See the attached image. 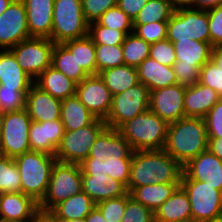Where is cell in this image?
Segmentation results:
<instances>
[{"instance_id":"obj_1","label":"cell","mask_w":222,"mask_h":222,"mask_svg":"<svg viewBox=\"0 0 222 222\" xmlns=\"http://www.w3.org/2000/svg\"><path fill=\"white\" fill-rule=\"evenodd\" d=\"M133 153L117 129L106 127L91 146L89 156L80 163L82 175H109L128 191Z\"/></svg>"},{"instance_id":"obj_2","label":"cell","mask_w":222,"mask_h":222,"mask_svg":"<svg viewBox=\"0 0 222 222\" xmlns=\"http://www.w3.org/2000/svg\"><path fill=\"white\" fill-rule=\"evenodd\" d=\"M182 173L183 167L164 149L134 151L128 192L149 184L181 183Z\"/></svg>"},{"instance_id":"obj_3","label":"cell","mask_w":222,"mask_h":222,"mask_svg":"<svg viewBox=\"0 0 222 222\" xmlns=\"http://www.w3.org/2000/svg\"><path fill=\"white\" fill-rule=\"evenodd\" d=\"M164 150L182 167L207 151L208 136L204 118L183 117L169 124Z\"/></svg>"},{"instance_id":"obj_4","label":"cell","mask_w":222,"mask_h":222,"mask_svg":"<svg viewBox=\"0 0 222 222\" xmlns=\"http://www.w3.org/2000/svg\"><path fill=\"white\" fill-rule=\"evenodd\" d=\"M14 161L20 173L21 192L40 203L47 192L56 157L30 150L14 158Z\"/></svg>"},{"instance_id":"obj_5","label":"cell","mask_w":222,"mask_h":222,"mask_svg":"<svg viewBox=\"0 0 222 222\" xmlns=\"http://www.w3.org/2000/svg\"><path fill=\"white\" fill-rule=\"evenodd\" d=\"M169 124L147 110L122 124L117 130L134 151L165 148Z\"/></svg>"},{"instance_id":"obj_6","label":"cell","mask_w":222,"mask_h":222,"mask_svg":"<svg viewBox=\"0 0 222 222\" xmlns=\"http://www.w3.org/2000/svg\"><path fill=\"white\" fill-rule=\"evenodd\" d=\"M52 18L51 41L55 44L88 35L81 0H54Z\"/></svg>"},{"instance_id":"obj_7","label":"cell","mask_w":222,"mask_h":222,"mask_svg":"<svg viewBox=\"0 0 222 222\" xmlns=\"http://www.w3.org/2000/svg\"><path fill=\"white\" fill-rule=\"evenodd\" d=\"M80 164L56 161L52 168L47 192L39 210L49 212L55 205L82 190Z\"/></svg>"},{"instance_id":"obj_8","label":"cell","mask_w":222,"mask_h":222,"mask_svg":"<svg viewBox=\"0 0 222 222\" xmlns=\"http://www.w3.org/2000/svg\"><path fill=\"white\" fill-rule=\"evenodd\" d=\"M167 39L172 43L185 40L210 43L207 11L194 8L174 10L167 21Z\"/></svg>"},{"instance_id":"obj_9","label":"cell","mask_w":222,"mask_h":222,"mask_svg":"<svg viewBox=\"0 0 222 222\" xmlns=\"http://www.w3.org/2000/svg\"><path fill=\"white\" fill-rule=\"evenodd\" d=\"M106 127L105 121L97 118L88 126L64 131L55 153L57 161L80 164L89 156L91 146Z\"/></svg>"},{"instance_id":"obj_10","label":"cell","mask_w":222,"mask_h":222,"mask_svg":"<svg viewBox=\"0 0 222 222\" xmlns=\"http://www.w3.org/2000/svg\"><path fill=\"white\" fill-rule=\"evenodd\" d=\"M32 119L25 108L5 112L0 136V154L9 158L30 151L29 128Z\"/></svg>"},{"instance_id":"obj_11","label":"cell","mask_w":222,"mask_h":222,"mask_svg":"<svg viewBox=\"0 0 222 222\" xmlns=\"http://www.w3.org/2000/svg\"><path fill=\"white\" fill-rule=\"evenodd\" d=\"M150 90L142 83L132 86L120 94L113 95L112 107L104 120L107 127L118 129L136 115L149 109Z\"/></svg>"},{"instance_id":"obj_12","label":"cell","mask_w":222,"mask_h":222,"mask_svg":"<svg viewBox=\"0 0 222 222\" xmlns=\"http://www.w3.org/2000/svg\"><path fill=\"white\" fill-rule=\"evenodd\" d=\"M190 201L192 222H205L222 215V191L208 182L181 180Z\"/></svg>"},{"instance_id":"obj_13","label":"cell","mask_w":222,"mask_h":222,"mask_svg":"<svg viewBox=\"0 0 222 222\" xmlns=\"http://www.w3.org/2000/svg\"><path fill=\"white\" fill-rule=\"evenodd\" d=\"M54 44L49 38L31 37L9 50L24 72L35 80L51 66Z\"/></svg>"},{"instance_id":"obj_14","label":"cell","mask_w":222,"mask_h":222,"mask_svg":"<svg viewBox=\"0 0 222 222\" xmlns=\"http://www.w3.org/2000/svg\"><path fill=\"white\" fill-rule=\"evenodd\" d=\"M29 38L25 4L14 0L0 15V50L11 49Z\"/></svg>"},{"instance_id":"obj_15","label":"cell","mask_w":222,"mask_h":222,"mask_svg":"<svg viewBox=\"0 0 222 222\" xmlns=\"http://www.w3.org/2000/svg\"><path fill=\"white\" fill-rule=\"evenodd\" d=\"M75 95L96 118H107L113 95L99 74L89 75L76 84Z\"/></svg>"},{"instance_id":"obj_16","label":"cell","mask_w":222,"mask_h":222,"mask_svg":"<svg viewBox=\"0 0 222 222\" xmlns=\"http://www.w3.org/2000/svg\"><path fill=\"white\" fill-rule=\"evenodd\" d=\"M186 87L174 84L150 91L149 110L168 124L184 117Z\"/></svg>"},{"instance_id":"obj_17","label":"cell","mask_w":222,"mask_h":222,"mask_svg":"<svg viewBox=\"0 0 222 222\" xmlns=\"http://www.w3.org/2000/svg\"><path fill=\"white\" fill-rule=\"evenodd\" d=\"M181 180L208 182L222 191V161L209 150L204 151L183 166Z\"/></svg>"},{"instance_id":"obj_18","label":"cell","mask_w":222,"mask_h":222,"mask_svg":"<svg viewBox=\"0 0 222 222\" xmlns=\"http://www.w3.org/2000/svg\"><path fill=\"white\" fill-rule=\"evenodd\" d=\"M63 135L64 126L60 119L45 122L32 121L29 128L30 150L55 156Z\"/></svg>"},{"instance_id":"obj_19","label":"cell","mask_w":222,"mask_h":222,"mask_svg":"<svg viewBox=\"0 0 222 222\" xmlns=\"http://www.w3.org/2000/svg\"><path fill=\"white\" fill-rule=\"evenodd\" d=\"M39 211V203L23 192L0 194V222H26Z\"/></svg>"},{"instance_id":"obj_20","label":"cell","mask_w":222,"mask_h":222,"mask_svg":"<svg viewBox=\"0 0 222 222\" xmlns=\"http://www.w3.org/2000/svg\"><path fill=\"white\" fill-rule=\"evenodd\" d=\"M25 109L32 121L58 120L61 114V100L33 84L25 96Z\"/></svg>"},{"instance_id":"obj_21","label":"cell","mask_w":222,"mask_h":222,"mask_svg":"<svg viewBox=\"0 0 222 222\" xmlns=\"http://www.w3.org/2000/svg\"><path fill=\"white\" fill-rule=\"evenodd\" d=\"M25 4L30 37L49 38L53 24L54 0H22Z\"/></svg>"},{"instance_id":"obj_22","label":"cell","mask_w":222,"mask_h":222,"mask_svg":"<svg viewBox=\"0 0 222 222\" xmlns=\"http://www.w3.org/2000/svg\"><path fill=\"white\" fill-rule=\"evenodd\" d=\"M220 99L221 97L215 90L199 82L186 87L184 94V117L204 118Z\"/></svg>"},{"instance_id":"obj_23","label":"cell","mask_w":222,"mask_h":222,"mask_svg":"<svg viewBox=\"0 0 222 222\" xmlns=\"http://www.w3.org/2000/svg\"><path fill=\"white\" fill-rule=\"evenodd\" d=\"M82 191L96 204L111 198L124 196L127 188L109 175H82Z\"/></svg>"},{"instance_id":"obj_24","label":"cell","mask_w":222,"mask_h":222,"mask_svg":"<svg viewBox=\"0 0 222 222\" xmlns=\"http://www.w3.org/2000/svg\"><path fill=\"white\" fill-rule=\"evenodd\" d=\"M34 80L18 65L13 53L0 50V85L14 91H29Z\"/></svg>"},{"instance_id":"obj_25","label":"cell","mask_w":222,"mask_h":222,"mask_svg":"<svg viewBox=\"0 0 222 222\" xmlns=\"http://www.w3.org/2000/svg\"><path fill=\"white\" fill-rule=\"evenodd\" d=\"M137 74L139 82L150 91L177 84L173 67L162 65L150 57L137 67Z\"/></svg>"},{"instance_id":"obj_26","label":"cell","mask_w":222,"mask_h":222,"mask_svg":"<svg viewBox=\"0 0 222 222\" xmlns=\"http://www.w3.org/2000/svg\"><path fill=\"white\" fill-rule=\"evenodd\" d=\"M154 219L162 222H192L190 201L181 186L154 211Z\"/></svg>"},{"instance_id":"obj_27","label":"cell","mask_w":222,"mask_h":222,"mask_svg":"<svg viewBox=\"0 0 222 222\" xmlns=\"http://www.w3.org/2000/svg\"><path fill=\"white\" fill-rule=\"evenodd\" d=\"M176 61L173 65L203 66L211 60L213 46L211 43L185 40L173 43Z\"/></svg>"},{"instance_id":"obj_28","label":"cell","mask_w":222,"mask_h":222,"mask_svg":"<svg viewBox=\"0 0 222 222\" xmlns=\"http://www.w3.org/2000/svg\"><path fill=\"white\" fill-rule=\"evenodd\" d=\"M34 84L59 100L73 96L76 92V83L52 66L42 72L34 80Z\"/></svg>"},{"instance_id":"obj_29","label":"cell","mask_w":222,"mask_h":222,"mask_svg":"<svg viewBox=\"0 0 222 222\" xmlns=\"http://www.w3.org/2000/svg\"><path fill=\"white\" fill-rule=\"evenodd\" d=\"M96 119L76 95L61 100L60 120L64 126V131H74L88 126Z\"/></svg>"},{"instance_id":"obj_30","label":"cell","mask_w":222,"mask_h":222,"mask_svg":"<svg viewBox=\"0 0 222 222\" xmlns=\"http://www.w3.org/2000/svg\"><path fill=\"white\" fill-rule=\"evenodd\" d=\"M95 206L96 203L81 190L55 205L49 212L57 220L85 219Z\"/></svg>"},{"instance_id":"obj_31","label":"cell","mask_w":222,"mask_h":222,"mask_svg":"<svg viewBox=\"0 0 222 222\" xmlns=\"http://www.w3.org/2000/svg\"><path fill=\"white\" fill-rule=\"evenodd\" d=\"M179 186L180 183L149 184L134 188L130 192V196L136 202L146 206L154 213V211L161 206Z\"/></svg>"},{"instance_id":"obj_32","label":"cell","mask_w":222,"mask_h":222,"mask_svg":"<svg viewBox=\"0 0 222 222\" xmlns=\"http://www.w3.org/2000/svg\"><path fill=\"white\" fill-rule=\"evenodd\" d=\"M99 76L112 95L120 94L139 83L137 68L125 64L103 70Z\"/></svg>"},{"instance_id":"obj_33","label":"cell","mask_w":222,"mask_h":222,"mask_svg":"<svg viewBox=\"0 0 222 222\" xmlns=\"http://www.w3.org/2000/svg\"><path fill=\"white\" fill-rule=\"evenodd\" d=\"M62 44L75 57L78 66L88 75H96L95 44L88 35L65 41Z\"/></svg>"},{"instance_id":"obj_34","label":"cell","mask_w":222,"mask_h":222,"mask_svg":"<svg viewBox=\"0 0 222 222\" xmlns=\"http://www.w3.org/2000/svg\"><path fill=\"white\" fill-rule=\"evenodd\" d=\"M51 66L62 72L67 78L76 84L89 76L80 66L75 57L63 44H54Z\"/></svg>"},{"instance_id":"obj_35","label":"cell","mask_w":222,"mask_h":222,"mask_svg":"<svg viewBox=\"0 0 222 222\" xmlns=\"http://www.w3.org/2000/svg\"><path fill=\"white\" fill-rule=\"evenodd\" d=\"M174 9L170 0H149L139 11L133 24H147L153 22H167L172 16Z\"/></svg>"},{"instance_id":"obj_36","label":"cell","mask_w":222,"mask_h":222,"mask_svg":"<svg viewBox=\"0 0 222 222\" xmlns=\"http://www.w3.org/2000/svg\"><path fill=\"white\" fill-rule=\"evenodd\" d=\"M150 45L134 32L127 34L122 43L124 64L137 68L149 57Z\"/></svg>"},{"instance_id":"obj_37","label":"cell","mask_w":222,"mask_h":222,"mask_svg":"<svg viewBox=\"0 0 222 222\" xmlns=\"http://www.w3.org/2000/svg\"><path fill=\"white\" fill-rule=\"evenodd\" d=\"M21 192L19 169L14 159L0 154V194Z\"/></svg>"},{"instance_id":"obj_38","label":"cell","mask_w":222,"mask_h":222,"mask_svg":"<svg viewBox=\"0 0 222 222\" xmlns=\"http://www.w3.org/2000/svg\"><path fill=\"white\" fill-rule=\"evenodd\" d=\"M88 36L95 45L116 46L122 45L127 34L117 29L107 28L96 21L89 23Z\"/></svg>"},{"instance_id":"obj_39","label":"cell","mask_w":222,"mask_h":222,"mask_svg":"<svg viewBox=\"0 0 222 222\" xmlns=\"http://www.w3.org/2000/svg\"><path fill=\"white\" fill-rule=\"evenodd\" d=\"M96 75L103 70L124 64L122 45H95Z\"/></svg>"},{"instance_id":"obj_40","label":"cell","mask_w":222,"mask_h":222,"mask_svg":"<svg viewBox=\"0 0 222 222\" xmlns=\"http://www.w3.org/2000/svg\"><path fill=\"white\" fill-rule=\"evenodd\" d=\"M97 22L107 28L117 29L126 34L133 32V20L118 6L106 10Z\"/></svg>"},{"instance_id":"obj_41","label":"cell","mask_w":222,"mask_h":222,"mask_svg":"<svg viewBox=\"0 0 222 222\" xmlns=\"http://www.w3.org/2000/svg\"><path fill=\"white\" fill-rule=\"evenodd\" d=\"M133 32L147 43H156L167 39V22L133 24Z\"/></svg>"},{"instance_id":"obj_42","label":"cell","mask_w":222,"mask_h":222,"mask_svg":"<svg viewBox=\"0 0 222 222\" xmlns=\"http://www.w3.org/2000/svg\"><path fill=\"white\" fill-rule=\"evenodd\" d=\"M154 213L141 203L136 202L130 193H126V209L121 222H152Z\"/></svg>"},{"instance_id":"obj_43","label":"cell","mask_w":222,"mask_h":222,"mask_svg":"<svg viewBox=\"0 0 222 222\" xmlns=\"http://www.w3.org/2000/svg\"><path fill=\"white\" fill-rule=\"evenodd\" d=\"M106 222H121L126 209V194L96 204Z\"/></svg>"},{"instance_id":"obj_44","label":"cell","mask_w":222,"mask_h":222,"mask_svg":"<svg viewBox=\"0 0 222 222\" xmlns=\"http://www.w3.org/2000/svg\"><path fill=\"white\" fill-rule=\"evenodd\" d=\"M29 91H14L0 85V110L11 112L25 108V96Z\"/></svg>"},{"instance_id":"obj_45","label":"cell","mask_w":222,"mask_h":222,"mask_svg":"<svg viewBox=\"0 0 222 222\" xmlns=\"http://www.w3.org/2000/svg\"><path fill=\"white\" fill-rule=\"evenodd\" d=\"M199 83L211 87L222 98V70L211 60L200 68Z\"/></svg>"},{"instance_id":"obj_46","label":"cell","mask_w":222,"mask_h":222,"mask_svg":"<svg viewBox=\"0 0 222 222\" xmlns=\"http://www.w3.org/2000/svg\"><path fill=\"white\" fill-rule=\"evenodd\" d=\"M149 57L162 65L172 67L176 61V53L173 43L165 39L150 45Z\"/></svg>"},{"instance_id":"obj_47","label":"cell","mask_w":222,"mask_h":222,"mask_svg":"<svg viewBox=\"0 0 222 222\" xmlns=\"http://www.w3.org/2000/svg\"><path fill=\"white\" fill-rule=\"evenodd\" d=\"M81 2L88 23L96 22L106 10L118 4V0H81Z\"/></svg>"},{"instance_id":"obj_48","label":"cell","mask_w":222,"mask_h":222,"mask_svg":"<svg viewBox=\"0 0 222 222\" xmlns=\"http://www.w3.org/2000/svg\"><path fill=\"white\" fill-rule=\"evenodd\" d=\"M208 138H222V98L204 117Z\"/></svg>"},{"instance_id":"obj_49","label":"cell","mask_w":222,"mask_h":222,"mask_svg":"<svg viewBox=\"0 0 222 222\" xmlns=\"http://www.w3.org/2000/svg\"><path fill=\"white\" fill-rule=\"evenodd\" d=\"M210 31V43L213 47L222 45V5L206 10Z\"/></svg>"},{"instance_id":"obj_50","label":"cell","mask_w":222,"mask_h":222,"mask_svg":"<svg viewBox=\"0 0 222 222\" xmlns=\"http://www.w3.org/2000/svg\"><path fill=\"white\" fill-rule=\"evenodd\" d=\"M177 77V84L183 87H190L199 82V73L202 66H172Z\"/></svg>"},{"instance_id":"obj_51","label":"cell","mask_w":222,"mask_h":222,"mask_svg":"<svg viewBox=\"0 0 222 222\" xmlns=\"http://www.w3.org/2000/svg\"><path fill=\"white\" fill-rule=\"evenodd\" d=\"M148 1L149 0H118L117 6L134 20Z\"/></svg>"},{"instance_id":"obj_52","label":"cell","mask_w":222,"mask_h":222,"mask_svg":"<svg viewBox=\"0 0 222 222\" xmlns=\"http://www.w3.org/2000/svg\"><path fill=\"white\" fill-rule=\"evenodd\" d=\"M208 150L222 161V138H208Z\"/></svg>"},{"instance_id":"obj_53","label":"cell","mask_w":222,"mask_h":222,"mask_svg":"<svg viewBox=\"0 0 222 222\" xmlns=\"http://www.w3.org/2000/svg\"><path fill=\"white\" fill-rule=\"evenodd\" d=\"M222 5V0H195L194 9L209 10Z\"/></svg>"},{"instance_id":"obj_54","label":"cell","mask_w":222,"mask_h":222,"mask_svg":"<svg viewBox=\"0 0 222 222\" xmlns=\"http://www.w3.org/2000/svg\"><path fill=\"white\" fill-rule=\"evenodd\" d=\"M211 61L222 70V45L213 47Z\"/></svg>"},{"instance_id":"obj_55","label":"cell","mask_w":222,"mask_h":222,"mask_svg":"<svg viewBox=\"0 0 222 222\" xmlns=\"http://www.w3.org/2000/svg\"><path fill=\"white\" fill-rule=\"evenodd\" d=\"M85 222H106L100 210L95 206L85 217Z\"/></svg>"},{"instance_id":"obj_56","label":"cell","mask_w":222,"mask_h":222,"mask_svg":"<svg viewBox=\"0 0 222 222\" xmlns=\"http://www.w3.org/2000/svg\"><path fill=\"white\" fill-rule=\"evenodd\" d=\"M195 0H170L171 6L174 10L181 8H194Z\"/></svg>"},{"instance_id":"obj_57","label":"cell","mask_w":222,"mask_h":222,"mask_svg":"<svg viewBox=\"0 0 222 222\" xmlns=\"http://www.w3.org/2000/svg\"><path fill=\"white\" fill-rule=\"evenodd\" d=\"M36 222H59L50 212L39 211L36 214Z\"/></svg>"},{"instance_id":"obj_58","label":"cell","mask_w":222,"mask_h":222,"mask_svg":"<svg viewBox=\"0 0 222 222\" xmlns=\"http://www.w3.org/2000/svg\"><path fill=\"white\" fill-rule=\"evenodd\" d=\"M14 0H0V15L10 6Z\"/></svg>"},{"instance_id":"obj_59","label":"cell","mask_w":222,"mask_h":222,"mask_svg":"<svg viewBox=\"0 0 222 222\" xmlns=\"http://www.w3.org/2000/svg\"><path fill=\"white\" fill-rule=\"evenodd\" d=\"M5 112H2L0 110V136H1V129H2V125H3V118H4Z\"/></svg>"},{"instance_id":"obj_60","label":"cell","mask_w":222,"mask_h":222,"mask_svg":"<svg viewBox=\"0 0 222 222\" xmlns=\"http://www.w3.org/2000/svg\"><path fill=\"white\" fill-rule=\"evenodd\" d=\"M59 222H85V219L59 220Z\"/></svg>"},{"instance_id":"obj_61","label":"cell","mask_w":222,"mask_h":222,"mask_svg":"<svg viewBox=\"0 0 222 222\" xmlns=\"http://www.w3.org/2000/svg\"><path fill=\"white\" fill-rule=\"evenodd\" d=\"M205 222H222V215Z\"/></svg>"},{"instance_id":"obj_62","label":"cell","mask_w":222,"mask_h":222,"mask_svg":"<svg viewBox=\"0 0 222 222\" xmlns=\"http://www.w3.org/2000/svg\"><path fill=\"white\" fill-rule=\"evenodd\" d=\"M26 222H36V215L34 216L33 219L29 220V221H26Z\"/></svg>"},{"instance_id":"obj_63","label":"cell","mask_w":222,"mask_h":222,"mask_svg":"<svg viewBox=\"0 0 222 222\" xmlns=\"http://www.w3.org/2000/svg\"><path fill=\"white\" fill-rule=\"evenodd\" d=\"M152 222H162V221H159V220H155V219H153V221Z\"/></svg>"}]
</instances>
